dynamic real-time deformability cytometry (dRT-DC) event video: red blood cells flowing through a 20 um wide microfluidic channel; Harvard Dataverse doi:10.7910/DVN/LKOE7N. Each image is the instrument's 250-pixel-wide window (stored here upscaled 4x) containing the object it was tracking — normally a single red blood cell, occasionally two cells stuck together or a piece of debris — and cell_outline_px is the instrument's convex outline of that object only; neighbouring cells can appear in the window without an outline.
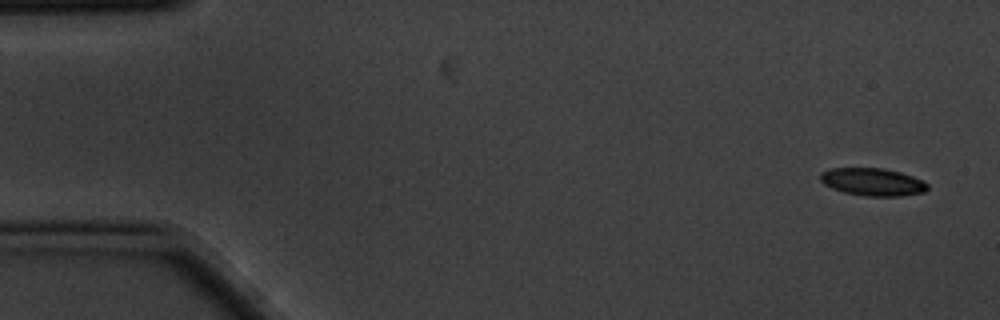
{"species": "common noctule bat (a hibernating species)", "species_latin": "Nyctalus noctula", "temperature_condition": "cold", "stored_images_in_passage": 5, "camera_frame_rate_fps": 3000, "um_per_image_px": 0.085, "animal": {"sex": "male", "body_mass_g": 20.1, "forearm_length_mm": 53.5}, "frame": {"image": 1, "passage_image": 1, "time_ms": 0.0, "image_size_px": [1000, 320], "cell_outline_px": [[928, 188], [924, 192], [900, 196], [864, 196], [844, 192], [832, 188], [824, 184], [820, 180], [820, 172], [832, 168], [884, 168], [900, 172], [924, 180], [928, 184]], "centroid_in_image_um": [74.18, 15.46], "position_along_channel_um": 10.8, "area_um2": 17.34}}
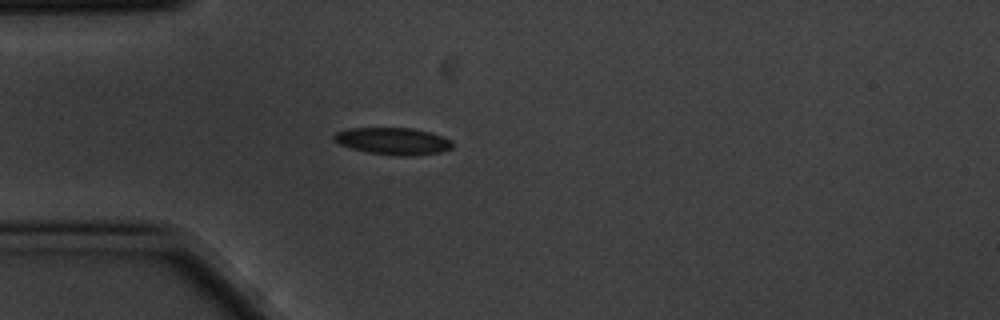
{"frame": {"image": 2, "passage_image": 5, "time_ms": 1.333, "image_size_px": [1000, 320], "cell_outline_px": [[452, 148], [440, 152], [404, 156], [400, 156], [368, 152], [352, 148], [340, 144], [332, 140], [332, 136], [336, 132], [348, 128], [412, 128], [432, 132], [444, 136], [452, 140]], "centroid_in_image_um": [33.41, 11.98], "position_along_channel_um": 51.6, "area_um2": 18.67}}